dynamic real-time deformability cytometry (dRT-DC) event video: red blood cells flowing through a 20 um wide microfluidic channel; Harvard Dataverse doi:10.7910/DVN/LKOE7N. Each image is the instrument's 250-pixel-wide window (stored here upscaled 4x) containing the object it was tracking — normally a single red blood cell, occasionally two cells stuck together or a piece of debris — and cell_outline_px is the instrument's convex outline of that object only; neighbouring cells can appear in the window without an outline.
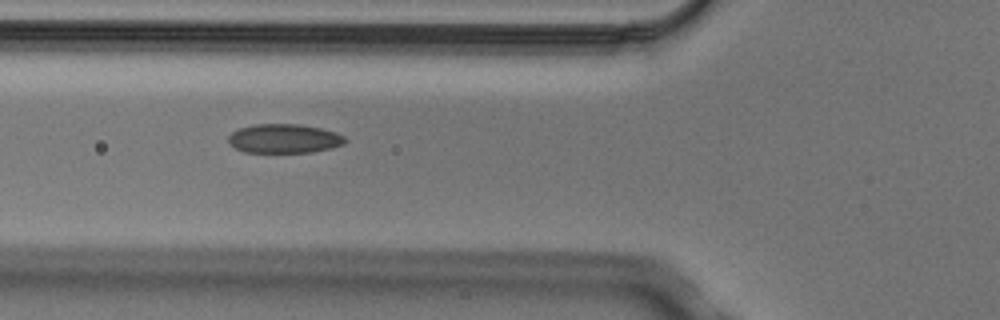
{"species": "Egyptian fruit bat (a non-hibernating species)", "species_latin": "Rousettus aegyptiacus", "temperature_condition": "cold", "stored_images_in_passage": 9, "camera_frame_rate_fps": 3000, "um_per_image_px": 0.085, "animal": {"sex": "male"}, "frame": {"image": 1, "passage_image": 6, "time_ms": 1.667, "image_size_px": [1000, 320], "cell_outline_px": [[348, 140], [344, 144], [332, 148], [312, 152], [244, 152], [236, 148], [228, 140], [228, 136], [232, 132], [240, 128], [256, 124], [300, 124], [320, 128], [336, 132], [344, 136]], "centroid_in_image_um": [24.19, 11.78], "position_along_channel_um": 101.6, "area_um2": 19.77}}
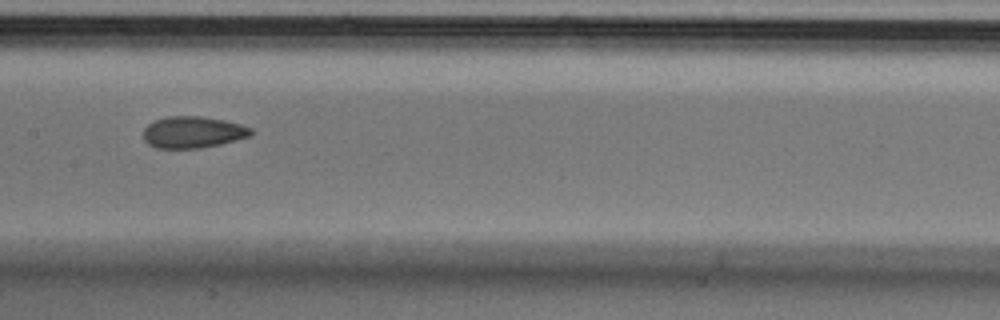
{"frame": {"image": 2, "passage_image": 8, "time_ms": 2.333, "image_size_px": [1000, 320], "cell_outline_px": [[256, 132], [248, 136], [236, 140], [220, 144], [200, 148], [156, 148], [148, 144], [144, 140], [144, 128], [148, 124], [156, 120], [168, 116], [200, 116], [224, 120], [240, 124], [252, 128]], "centroid_in_image_um": [16.4, 11.23], "position_along_channel_um": 191.0, "area_um2": 19.83}}
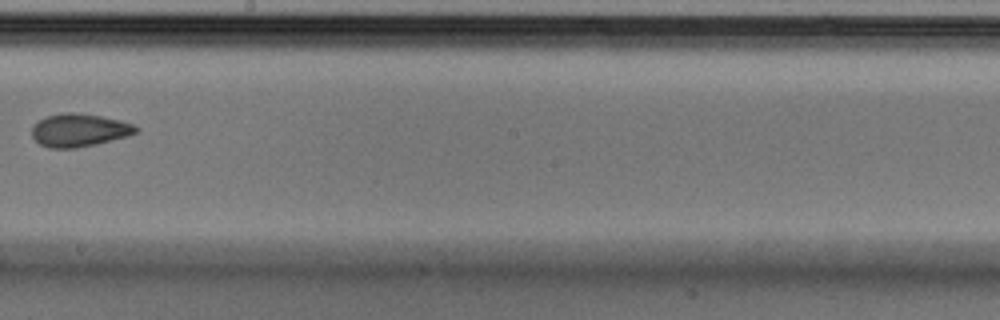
{"frame": {"image": 3, "passage_image": 9, "time_ms": 2.667, "image_size_px": [1000, 320], "cell_outline_px": [[140, 132], [128, 136], [96, 144], [76, 148], [48, 148], [40, 144], [32, 136], [32, 124], [44, 116], [64, 112], [72, 112], [100, 116], [120, 120], [132, 124], [140, 128]], "centroid_in_image_um": [6.72, 11.06], "position_along_channel_um": 241.5, "area_um2": 20.23}}